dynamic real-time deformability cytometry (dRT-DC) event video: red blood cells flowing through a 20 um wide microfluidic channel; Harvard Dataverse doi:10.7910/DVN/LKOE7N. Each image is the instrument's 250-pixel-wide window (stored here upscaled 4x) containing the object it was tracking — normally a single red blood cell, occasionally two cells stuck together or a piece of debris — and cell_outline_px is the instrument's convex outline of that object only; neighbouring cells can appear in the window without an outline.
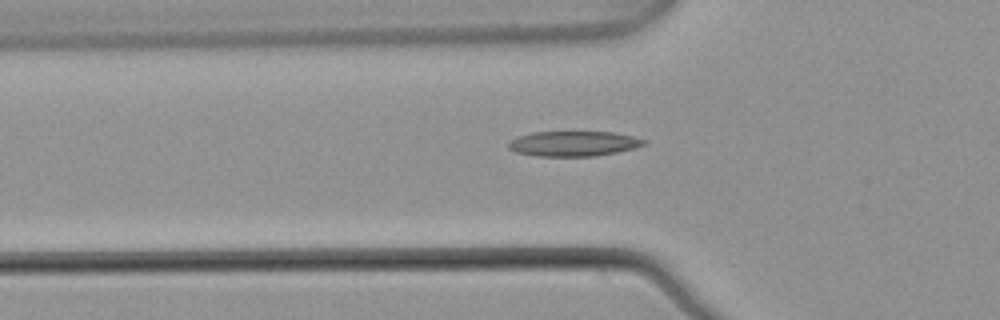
{"species": "common noctule bat (a hibernating species)", "species_latin": "Nyctalus noctula", "temperature_condition": "warm", "stored_images_in_passage": 40, "segment_of_instrument_passage": [1, 2], "camera_frame_rate_fps": 3000, "um_per_image_px": 0.085, "animal": {"sex": "male", "body_mass_g": 21.5, "forearm_length_mm": 52.0}, "frame": {"image": 1, "passage_image": 4, "time_ms": 1.0, "image_size_px": [1000, 320], "cell_outline_px": [[648, 144], [636, 148], [596, 156], [536, 156], [516, 152], [508, 148], [508, 140], [532, 132], [612, 132], [632, 136], [648, 140]], "centroid_in_image_um": [48.78, 12.21], "position_along_channel_um": 77.0, "area_um2": 19.94}}
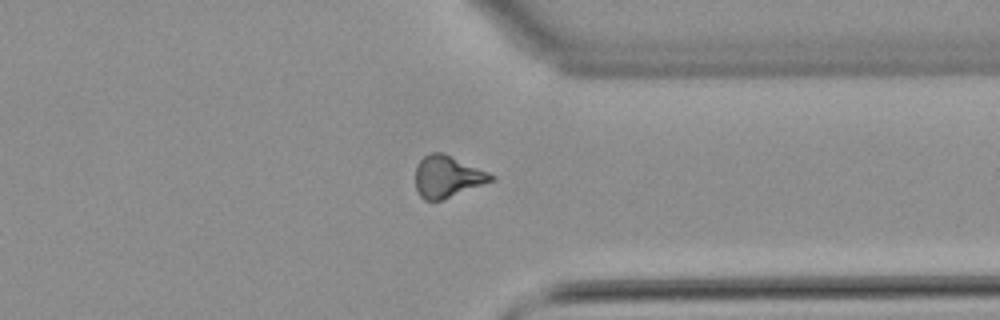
{"frame": {"image": 2, "passage_image": 27, "time_ms": 8.667, "image_size_px": [1000, 320], "cell_outline_px": [[496, 180], [440, 200], [424, 200], [420, 196], [416, 188], [416, 164], [424, 156], [432, 152], [444, 152], [488, 172], [496, 176]], "centroid_in_image_um": [38.04, 14.99], "position_along_channel_um": 373.4, "area_um2": 18.38}}
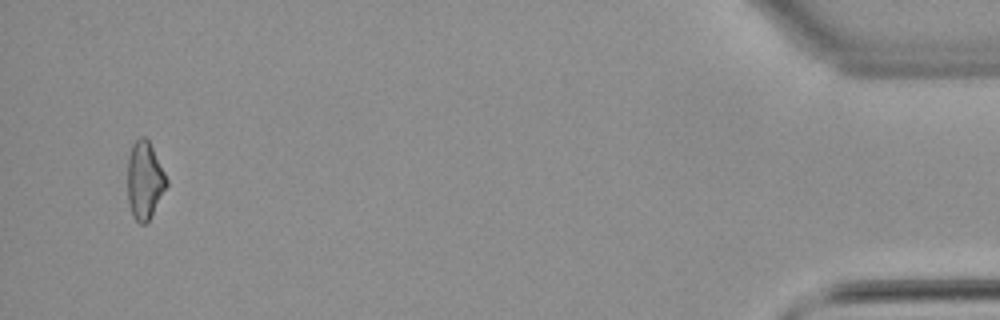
{"frame": {"image": 3, "passage_image": 37, "time_ms": 12.0, "image_size_px": [1000, 320], "cell_outline_px": [[168, 184], [148, 220], [144, 224], [140, 224], [132, 216], [128, 200], [128, 156], [132, 144], [140, 136], [144, 136], [148, 140], [168, 180]], "centroid_in_image_um": [12.27, 15.31], "position_along_channel_um": 422.9, "area_um2": 17.34}}